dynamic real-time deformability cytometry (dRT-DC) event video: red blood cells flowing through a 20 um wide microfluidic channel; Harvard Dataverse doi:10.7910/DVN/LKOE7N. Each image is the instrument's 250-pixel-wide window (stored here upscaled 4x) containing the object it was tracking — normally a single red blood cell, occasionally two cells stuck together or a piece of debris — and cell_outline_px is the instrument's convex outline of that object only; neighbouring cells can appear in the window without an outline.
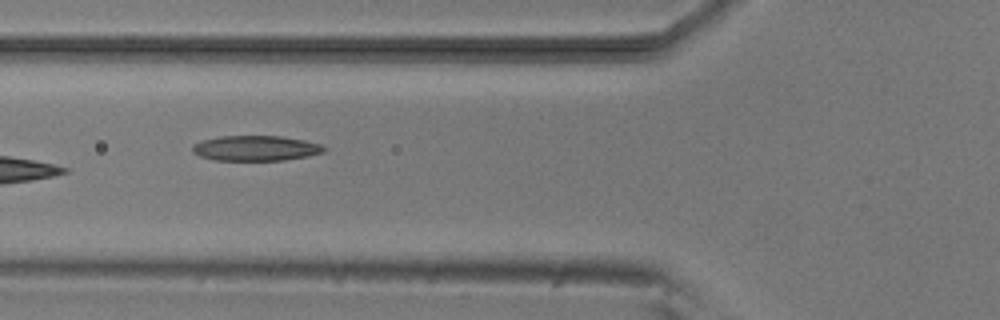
{"species": "common noctule bat (a hibernating species)", "species_latin": "Nyctalus noctula", "temperature_condition": "room temperature", "stored_images_in_passage": 6, "camera_frame_rate_fps": 3000, "um_per_image_px": 0.085, "animal": {"sex": "male", "body_mass_g": 20.5, "forearm_length_mm": 52.5}, "frame": {"image": 1, "passage_image": 4, "time_ms": 3.667, "image_size_px": [1000, 320], "cell_outline_px": [[328, 148], [324, 152], [308, 156], [284, 160], [216, 160], [200, 156], [192, 152], [192, 144], [204, 140], [220, 136], [280, 136], [304, 140], [320, 144]], "centroid_in_image_um": [21.75, 12.6], "position_along_channel_um": 104.0, "area_um2": 19.31}}
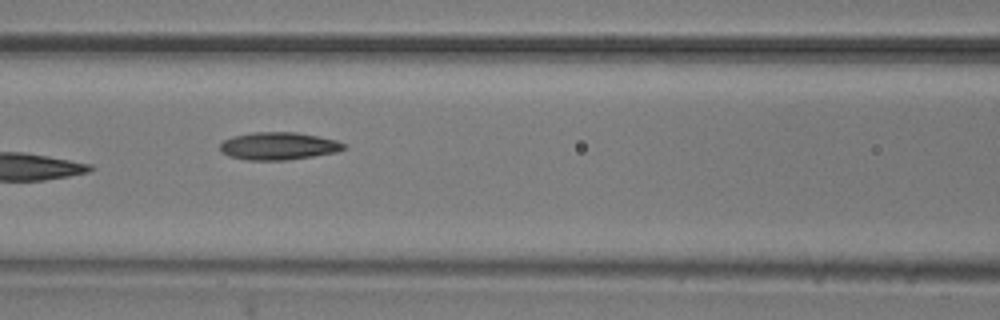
{"frame": {"image": 2, "passage_image": 5, "time_ms": 4.667, "image_size_px": [1000, 320], "cell_outline_px": [[348, 148], [336, 152], [312, 156], [284, 160], [248, 160], [228, 156], [220, 148], [220, 144], [224, 140], [232, 136], [252, 132], [296, 132], [336, 140], [348, 144]], "centroid_in_image_um": [23.7, 12.4], "position_along_channel_um": 142.9, "area_um2": 19.88}}